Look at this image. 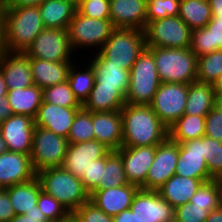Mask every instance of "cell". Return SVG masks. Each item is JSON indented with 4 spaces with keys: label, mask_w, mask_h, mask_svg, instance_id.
Wrapping results in <instances>:
<instances>
[{
    "label": "cell",
    "mask_w": 222,
    "mask_h": 222,
    "mask_svg": "<svg viewBox=\"0 0 222 222\" xmlns=\"http://www.w3.org/2000/svg\"><path fill=\"white\" fill-rule=\"evenodd\" d=\"M214 108L222 114V93L215 94Z\"/></svg>",
    "instance_id": "obj_57"
},
{
    "label": "cell",
    "mask_w": 222,
    "mask_h": 222,
    "mask_svg": "<svg viewBox=\"0 0 222 222\" xmlns=\"http://www.w3.org/2000/svg\"><path fill=\"white\" fill-rule=\"evenodd\" d=\"M37 206L50 222H61L70 215L59 201L44 190L39 193Z\"/></svg>",
    "instance_id": "obj_43"
},
{
    "label": "cell",
    "mask_w": 222,
    "mask_h": 222,
    "mask_svg": "<svg viewBox=\"0 0 222 222\" xmlns=\"http://www.w3.org/2000/svg\"><path fill=\"white\" fill-rule=\"evenodd\" d=\"M219 183H220V187H221V198H222V177L218 179Z\"/></svg>",
    "instance_id": "obj_63"
},
{
    "label": "cell",
    "mask_w": 222,
    "mask_h": 222,
    "mask_svg": "<svg viewBox=\"0 0 222 222\" xmlns=\"http://www.w3.org/2000/svg\"><path fill=\"white\" fill-rule=\"evenodd\" d=\"M221 74L222 50L197 57V82L213 84Z\"/></svg>",
    "instance_id": "obj_37"
},
{
    "label": "cell",
    "mask_w": 222,
    "mask_h": 222,
    "mask_svg": "<svg viewBox=\"0 0 222 222\" xmlns=\"http://www.w3.org/2000/svg\"><path fill=\"white\" fill-rule=\"evenodd\" d=\"M139 189L133 184L98 189L89 195V201L107 215L115 216L124 210L130 209L133 198Z\"/></svg>",
    "instance_id": "obj_18"
},
{
    "label": "cell",
    "mask_w": 222,
    "mask_h": 222,
    "mask_svg": "<svg viewBox=\"0 0 222 222\" xmlns=\"http://www.w3.org/2000/svg\"><path fill=\"white\" fill-rule=\"evenodd\" d=\"M7 151H9V150H8V147H7V144H6L5 140L3 139V136H2V133H1V130H0V154H3Z\"/></svg>",
    "instance_id": "obj_59"
},
{
    "label": "cell",
    "mask_w": 222,
    "mask_h": 222,
    "mask_svg": "<svg viewBox=\"0 0 222 222\" xmlns=\"http://www.w3.org/2000/svg\"><path fill=\"white\" fill-rule=\"evenodd\" d=\"M15 215L7 189L2 188L0 190V222H9Z\"/></svg>",
    "instance_id": "obj_49"
},
{
    "label": "cell",
    "mask_w": 222,
    "mask_h": 222,
    "mask_svg": "<svg viewBox=\"0 0 222 222\" xmlns=\"http://www.w3.org/2000/svg\"><path fill=\"white\" fill-rule=\"evenodd\" d=\"M204 136L222 141V114L215 108L205 116Z\"/></svg>",
    "instance_id": "obj_48"
},
{
    "label": "cell",
    "mask_w": 222,
    "mask_h": 222,
    "mask_svg": "<svg viewBox=\"0 0 222 222\" xmlns=\"http://www.w3.org/2000/svg\"><path fill=\"white\" fill-rule=\"evenodd\" d=\"M36 176L30 155L11 151L0 154V186L3 189L30 181Z\"/></svg>",
    "instance_id": "obj_19"
},
{
    "label": "cell",
    "mask_w": 222,
    "mask_h": 222,
    "mask_svg": "<svg viewBox=\"0 0 222 222\" xmlns=\"http://www.w3.org/2000/svg\"><path fill=\"white\" fill-rule=\"evenodd\" d=\"M215 93H222V74L213 83Z\"/></svg>",
    "instance_id": "obj_58"
},
{
    "label": "cell",
    "mask_w": 222,
    "mask_h": 222,
    "mask_svg": "<svg viewBox=\"0 0 222 222\" xmlns=\"http://www.w3.org/2000/svg\"><path fill=\"white\" fill-rule=\"evenodd\" d=\"M191 31L179 16L148 22L144 29L146 47L189 48Z\"/></svg>",
    "instance_id": "obj_9"
},
{
    "label": "cell",
    "mask_w": 222,
    "mask_h": 222,
    "mask_svg": "<svg viewBox=\"0 0 222 222\" xmlns=\"http://www.w3.org/2000/svg\"><path fill=\"white\" fill-rule=\"evenodd\" d=\"M168 130L169 138L177 143L201 138L205 134V116L183 114Z\"/></svg>",
    "instance_id": "obj_34"
},
{
    "label": "cell",
    "mask_w": 222,
    "mask_h": 222,
    "mask_svg": "<svg viewBox=\"0 0 222 222\" xmlns=\"http://www.w3.org/2000/svg\"><path fill=\"white\" fill-rule=\"evenodd\" d=\"M175 174L201 179L203 182L213 180L209 175L204 156V136L179 143V155Z\"/></svg>",
    "instance_id": "obj_13"
},
{
    "label": "cell",
    "mask_w": 222,
    "mask_h": 222,
    "mask_svg": "<svg viewBox=\"0 0 222 222\" xmlns=\"http://www.w3.org/2000/svg\"><path fill=\"white\" fill-rule=\"evenodd\" d=\"M6 0H0V4L4 3Z\"/></svg>",
    "instance_id": "obj_64"
},
{
    "label": "cell",
    "mask_w": 222,
    "mask_h": 222,
    "mask_svg": "<svg viewBox=\"0 0 222 222\" xmlns=\"http://www.w3.org/2000/svg\"><path fill=\"white\" fill-rule=\"evenodd\" d=\"M114 29L111 20L92 19L76 10L68 27L72 51L80 52L81 48L83 51L87 47L90 50L95 47L94 49L99 51Z\"/></svg>",
    "instance_id": "obj_7"
},
{
    "label": "cell",
    "mask_w": 222,
    "mask_h": 222,
    "mask_svg": "<svg viewBox=\"0 0 222 222\" xmlns=\"http://www.w3.org/2000/svg\"><path fill=\"white\" fill-rule=\"evenodd\" d=\"M129 184L121 156L116 151H109L105 155V168L99 182V189H108Z\"/></svg>",
    "instance_id": "obj_36"
},
{
    "label": "cell",
    "mask_w": 222,
    "mask_h": 222,
    "mask_svg": "<svg viewBox=\"0 0 222 222\" xmlns=\"http://www.w3.org/2000/svg\"><path fill=\"white\" fill-rule=\"evenodd\" d=\"M109 151V148L95 139L81 143H69L62 167L81 178L82 175L87 174L92 161L104 157Z\"/></svg>",
    "instance_id": "obj_16"
},
{
    "label": "cell",
    "mask_w": 222,
    "mask_h": 222,
    "mask_svg": "<svg viewBox=\"0 0 222 222\" xmlns=\"http://www.w3.org/2000/svg\"><path fill=\"white\" fill-rule=\"evenodd\" d=\"M2 71L8 90L23 89L33 85L29 57L25 53L2 51L0 55Z\"/></svg>",
    "instance_id": "obj_22"
},
{
    "label": "cell",
    "mask_w": 222,
    "mask_h": 222,
    "mask_svg": "<svg viewBox=\"0 0 222 222\" xmlns=\"http://www.w3.org/2000/svg\"><path fill=\"white\" fill-rule=\"evenodd\" d=\"M38 9L45 28L68 29L77 6L66 0H45Z\"/></svg>",
    "instance_id": "obj_28"
},
{
    "label": "cell",
    "mask_w": 222,
    "mask_h": 222,
    "mask_svg": "<svg viewBox=\"0 0 222 222\" xmlns=\"http://www.w3.org/2000/svg\"><path fill=\"white\" fill-rule=\"evenodd\" d=\"M191 204L195 206L206 207V211L218 209L222 205L221 187L217 179L203 182L194 196L191 198Z\"/></svg>",
    "instance_id": "obj_38"
},
{
    "label": "cell",
    "mask_w": 222,
    "mask_h": 222,
    "mask_svg": "<svg viewBox=\"0 0 222 222\" xmlns=\"http://www.w3.org/2000/svg\"><path fill=\"white\" fill-rule=\"evenodd\" d=\"M94 139L111 151L122 147L123 128L121 111L92 112Z\"/></svg>",
    "instance_id": "obj_21"
},
{
    "label": "cell",
    "mask_w": 222,
    "mask_h": 222,
    "mask_svg": "<svg viewBox=\"0 0 222 222\" xmlns=\"http://www.w3.org/2000/svg\"><path fill=\"white\" fill-rule=\"evenodd\" d=\"M160 84L153 54L146 47L131 67L126 103L149 105Z\"/></svg>",
    "instance_id": "obj_6"
},
{
    "label": "cell",
    "mask_w": 222,
    "mask_h": 222,
    "mask_svg": "<svg viewBox=\"0 0 222 222\" xmlns=\"http://www.w3.org/2000/svg\"><path fill=\"white\" fill-rule=\"evenodd\" d=\"M42 190L59 201L70 214L89 201V193L80 178L60 167L46 168L37 173Z\"/></svg>",
    "instance_id": "obj_3"
},
{
    "label": "cell",
    "mask_w": 222,
    "mask_h": 222,
    "mask_svg": "<svg viewBox=\"0 0 222 222\" xmlns=\"http://www.w3.org/2000/svg\"><path fill=\"white\" fill-rule=\"evenodd\" d=\"M114 222H138L136 215L131 211V209H127L122 211L121 213L113 216Z\"/></svg>",
    "instance_id": "obj_53"
},
{
    "label": "cell",
    "mask_w": 222,
    "mask_h": 222,
    "mask_svg": "<svg viewBox=\"0 0 222 222\" xmlns=\"http://www.w3.org/2000/svg\"><path fill=\"white\" fill-rule=\"evenodd\" d=\"M212 15H222V0H208Z\"/></svg>",
    "instance_id": "obj_55"
},
{
    "label": "cell",
    "mask_w": 222,
    "mask_h": 222,
    "mask_svg": "<svg viewBox=\"0 0 222 222\" xmlns=\"http://www.w3.org/2000/svg\"><path fill=\"white\" fill-rule=\"evenodd\" d=\"M68 144L67 138L35 126L30 155L34 171L62 166Z\"/></svg>",
    "instance_id": "obj_8"
},
{
    "label": "cell",
    "mask_w": 222,
    "mask_h": 222,
    "mask_svg": "<svg viewBox=\"0 0 222 222\" xmlns=\"http://www.w3.org/2000/svg\"><path fill=\"white\" fill-rule=\"evenodd\" d=\"M204 156L209 175L213 179L222 177V141L204 136Z\"/></svg>",
    "instance_id": "obj_41"
},
{
    "label": "cell",
    "mask_w": 222,
    "mask_h": 222,
    "mask_svg": "<svg viewBox=\"0 0 222 222\" xmlns=\"http://www.w3.org/2000/svg\"><path fill=\"white\" fill-rule=\"evenodd\" d=\"M66 1H70V2H72L73 4H75L76 6L79 5V0H66Z\"/></svg>",
    "instance_id": "obj_62"
},
{
    "label": "cell",
    "mask_w": 222,
    "mask_h": 222,
    "mask_svg": "<svg viewBox=\"0 0 222 222\" xmlns=\"http://www.w3.org/2000/svg\"><path fill=\"white\" fill-rule=\"evenodd\" d=\"M179 155V143L169 137L156 146V155L149 168L145 190L157 191L175 174Z\"/></svg>",
    "instance_id": "obj_14"
},
{
    "label": "cell",
    "mask_w": 222,
    "mask_h": 222,
    "mask_svg": "<svg viewBox=\"0 0 222 222\" xmlns=\"http://www.w3.org/2000/svg\"><path fill=\"white\" fill-rule=\"evenodd\" d=\"M204 28L191 31L189 49L197 56L222 50V15H212Z\"/></svg>",
    "instance_id": "obj_24"
},
{
    "label": "cell",
    "mask_w": 222,
    "mask_h": 222,
    "mask_svg": "<svg viewBox=\"0 0 222 222\" xmlns=\"http://www.w3.org/2000/svg\"><path fill=\"white\" fill-rule=\"evenodd\" d=\"M215 94L213 84L197 81L188 84L184 114L206 116L214 108Z\"/></svg>",
    "instance_id": "obj_30"
},
{
    "label": "cell",
    "mask_w": 222,
    "mask_h": 222,
    "mask_svg": "<svg viewBox=\"0 0 222 222\" xmlns=\"http://www.w3.org/2000/svg\"><path fill=\"white\" fill-rule=\"evenodd\" d=\"M2 48L25 53L33 40L45 29L38 6L0 8Z\"/></svg>",
    "instance_id": "obj_1"
},
{
    "label": "cell",
    "mask_w": 222,
    "mask_h": 222,
    "mask_svg": "<svg viewBox=\"0 0 222 222\" xmlns=\"http://www.w3.org/2000/svg\"><path fill=\"white\" fill-rule=\"evenodd\" d=\"M3 51V48H2V35H1V24H0V55Z\"/></svg>",
    "instance_id": "obj_61"
},
{
    "label": "cell",
    "mask_w": 222,
    "mask_h": 222,
    "mask_svg": "<svg viewBox=\"0 0 222 222\" xmlns=\"http://www.w3.org/2000/svg\"><path fill=\"white\" fill-rule=\"evenodd\" d=\"M68 143H81L94 140L92 112L81 108L75 115L68 134Z\"/></svg>",
    "instance_id": "obj_40"
},
{
    "label": "cell",
    "mask_w": 222,
    "mask_h": 222,
    "mask_svg": "<svg viewBox=\"0 0 222 222\" xmlns=\"http://www.w3.org/2000/svg\"><path fill=\"white\" fill-rule=\"evenodd\" d=\"M9 222H50L37 204L26 214L15 215Z\"/></svg>",
    "instance_id": "obj_50"
},
{
    "label": "cell",
    "mask_w": 222,
    "mask_h": 222,
    "mask_svg": "<svg viewBox=\"0 0 222 222\" xmlns=\"http://www.w3.org/2000/svg\"><path fill=\"white\" fill-rule=\"evenodd\" d=\"M125 96L118 88L93 87L82 108L88 112L121 111Z\"/></svg>",
    "instance_id": "obj_31"
},
{
    "label": "cell",
    "mask_w": 222,
    "mask_h": 222,
    "mask_svg": "<svg viewBox=\"0 0 222 222\" xmlns=\"http://www.w3.org/2000/svg\"><path fill=\"white\" fill-rule=\"evenodd\" d=\"M178 16L191 30L206 27L213 17L208 0H181Z\"/></svg>",
    "instance_id": "obj_33"
},
{
    "label": "cell",
    "mask_w": 222,
    "mask_h": 222,
    "mask_svg": "<svg viewBox=\"0 0 222 222\" xmlns=\"http://www.w3.org/2000/svg\"><path fill=\"white\" fill-rule=\"evenodd\" d=\"M122 146H157L169 137L168 127L153 112L150 105L128 104L121 109Z\"/></svg>",
    "instance_id": "obj_2"
},
{
    "label": "cell",
    "mask_w": 222,
    "mask_h": 222,
    "mask_svg": "<svg viewBox=\"0 0 222 222\" xmlns=\"http://www.w3.org/2000/svg\"><path fill=\"white\" fill-rule=\"evenodd\" d=\"M205 222H222V205L218 209H215L208 213Z\"/></svg>",
    "instance_id": "obj_54"
},
{
    "label": "cell",
    "mask_w": 222,
    "mask_h": 222,
    "mask_svg": "<svg viewBox=\"0 0 222 222\" xmlns=\"http://www.w3.org/2000/svg\"><path fill=\"white\" fill-rule=\"evenodd\" d=\"M13 115L12 108L8 102L7 96L0 97V124Z\"/></svg>",
    "instance_id": "obj_52"
},
{
    "label": "cell",
    "mask_w": 222,
    "mask_h": 222,
    "mask_svg": "<svg viewBox=\"0 0 222 222\" xmlns=\"http://www.w3.org/2000/svg\"><path fill=\"white\" fill-rule=\"evenodd\" d=\"M72 63V61L52 62L29 57L33 83L43 89L67 81Z\"/></svg>",
    "instance_id": "obj_25"
},
{
    "label": "cell",
    "mask_w": 222,
    "mask_h": 222,
    "mask_svg": "<svg viewBox=\"0 0 222 222\" xmlns=\"http://www.w3.org/2000/svg\"><path fill=\"white\" fill-rule=\"evenodd\" d=\"M208 216L206 207L195 206V204L185 203L174 211L176 222H205Z\"/></svg>",
    "instance_id": "obj_45"
},
{
    "label": "cell",
    "mask_w": 222,
    "mask_h": 222,
    "mask_svg": "<svg viewBox=\"0 0 222 222\" xmlns=\"http://www.w3.org/2000/svg\"><path fill=\"white\" fill-rule=\"evenodd\" d=\"M76 64V62L72 63L68 73L67 81L75 98L81 105H83L84 102L88 99L94 86L95 69L90 62L85 64V66H82V69Z\"/></svg>",
    "instance_id": "obj_35"
},
{
    "label": "cell",
    "mask_w": 222,
    "mask_h": 222,
    "mask_svg": "<svg viewBox=\"0 0 222 222\" xmlns=\"http://www.w3.org/2000/svg\"><path fill=\"white\" fill-rule=\"evenodd\" d=\"M7 92L8 88L5 82V78L2 71L0 70V97L7 95Z\"/></svg>",
    "instance_id": "obj_56"
},
{
    "label": "cell",
    "mask_w": 222,
    "mask_h": 222,
    "mask_svg": "<svg viewBox=\"0 0 222 222\" xmlns=\"http://www.w3.org/2000/svg\"><path fill=\"white\" fill-rule=\"evenodd\" d=\"M116 152L121 156L123 161L128 183L145 190L149 168L156 155V146H122Z\"/></svg>",
    "instance_id": "obj_15"
},
{
    "label": "cell",
    "mask_w": 222,
    "mask_h": 222,
    "mask_svg": "<svg viewBox=\"0 0 222 222\" xmlns=\"http://www.w3.org/2000/svg\"><path fill=\"white\" fill-rule=\"evenodd\" d=\"M7 193L14 208L15 214H26L37 204L39 193L42 190L37 176L30 181L7 187Z\"/></svg>",
    "instance_id": "obj_32"
},
{
    "label": "cell",
    "mask_w": 222,
    "mask_h": 222,
    "mask_svg": "<svg viewBox=\"0 0 222 222\" xmlns=\"http://www.w3.org/2000/svg\"><path fill=\"white\" fill-rule=\"evenodd\" d=\"M153 54L161 83L196 81L197 56L189 48L147 47Z\"/></svg>",
    "instance_id": "obj_5"
},
{
    "label": "cell",
    "mask_w": 222,
    "mask_h": 222,
    "mask_svg": "<svg viewBox=\"0 0 222 222\" xmlns=\"http://www.w3.org/2000/svg\"><path fill=\"white\" fill-rule=\"evenodd\" d=\"M42 102L62 107H82L75 98L68 81L42 89Z\"/></svg>",
    "instance_id": "obj_39"
},
{
    "label": "cell",
    "mask_w": 222,
    "mask_h": 222,
    "mask_svg": "<svg viewBox=\"0 0 222 222\" xmlns=\"http://www.w3.org/2000/svg\"><path fill=\"white\" fill-rule=\"evenodd\" d=\"M145 48L144 30L115 28L101 49L92 55L95 60H109V64L130 71Z\"/></svg>",
    "instance_id": "obj_4"
},
{
    "label": "cell",
    "mask_w": 222,
    "mask_h": 222,
    "mask_svg": "<svg viewBox=\"0 0 222 222\" xmlns=\"http://www.w3.org/2000/svg\"><path fill=\"white\" fill-rule=\"evenodd\" d=\"M147 0H110V20L115 28L144 30Z\"/></svg>",
    "instance_id": "obj_23"
},
{
    "label": "cell",
    "mask_w": 222,
    "mask_h": 222,
    "mask_svg": "<svg viewBox=\"0 0 222 222\" xmlns=\"http://www.w3.org/2000/svg\"><path fill=\"white\" fill-rule=\"evenodd\" d=\"M6 96L13 114L26 115L33 119L43 101L42 89L35 84L23 89L8 90Z\"/></svg>",
    "instance_id": "obj_29"
},
{
    "label": "cell",
    "mask_w": 222,
    "mask_h": 222,
    "mask_svg": "<svg viewBox=\"0 0 222 222\" xmlns=\"http://www.w3.org/2000/svg\"><path fill=\"white\" fill-rule=\"evenodd\" d=\"M25 54L28 57L52 62L74 61L68 29L45 28L33 40ZM72 54V55H71Z\"/></svg>",
    "instance_id": "obj_10"
},
{
    "label": "cell",
    "mask_w": 222,
    "mask_h": 222,
    "mask_svg": "<svg viewBox=\"0 0 222 222\" xmlns=\"http://www.w3.org/2000/svg\"><path fill=\"white\" fill-rule=\"evenodd\" d=\"M77 10L92 19L110 20V0H82Z\"/></svg>",
    "instance_id": "obj_44"
},
{
    "label": "cell",
    "mask_w": 222,
    "mask_h": 222,
    "mask_svg": "<svg viewBox=\"0 0 222 222\" xmlns=\"http://www.w3.org/2000/svg\"><path fill=\"white\" fill-rule=\"evenodd\" d=\"M90 63L95 69V82L93 87L118 88L126 97L130 83V71L122 69V66L109 64V60H95Z\"/></svg>",
    "instance_id": "obj_27"
},
{
    "label": "cell",
    "mask_w": 222,
    "mask_h": 222,
    "mask_svg": "<svg viewBox=\"0 0 222 222\" xmlns=\"http://www.w3.org/2000/svg\"><path fill=\"white\" fill-rule=\"evenodd\" d=\"M130 209L138 222L174 221V207L162 198L158 191L140 188L133 198Z\"/></svg>",
    "instance_id": "obj_12"
},
{
    "label": "cell",
    "mask_w": 222,
    "mask_h": 222,
    "mask_svg": "<svg viewBox=\"0 0 222 222\" xmlns=\"http://www.w3.org/2000/svg\"><path fill=\"white\" fill-rule=\"evenodd\" d=\"M105 168V156L92 161L88 167L87 174L80 178L86 191L91 194L93 191L99 189V182Z\"/></svg>",
    "instance_id": "obj_47"
},
{
    "label": "cell",
    "mask_w": 222,
    "mask_h": 222,
    "mask_svg": "<svg viewBox=\"0 0 222 222\" xmlns=\"http://www.w3.org/2000/svg\"><path fill=\"white\" fill-rule=\"evenodd\" d=\"M61 222H79L73 214H70L66 219Z\"/></svg>",
    "instance_id": "obj_60"
},
{
    "label": "cell",
    "mask_w": 222,
    "mask_h": 222,
    "mask_svg": "<svg viewBox=\"0 0 222 222\" xmlns=\"http://www.w3.org/2000/svg\"><path fill=\"white\" fill-rule=\"evenodd\" d=\"M73 215L79 222H114L113 216L107 215L90 201L81 205Z\"/></svg>",
    "instance_id": "obj_46"
},
{
    "label": "cell",
    "mask_w": 222,
    "mask_h": 222,
    "mask_svg": "<svg viewBox=\"0 0 222 222\" xmlns=\"http://www.w3.org/2000/svg\"><path fill=\"white\" fill-rule=\"evenodd\" d=\"M181 0H147L146 24L158 19L179 15Z\"/></svg>",
    "instance_id": "obj_42"
},
{
    "label": "cell",
    "mask_w": 222,
    "mask_h": 222,
    "mask_svg": "<svg viewBox=\"0 0 222 222\" xmlns=\"http://www.w3.org/2000/svg\"><path fill=\"white\" fill-rule=\"evenodd\" d=\"M187 95L188 84L161 83L149 105L169 128L184 114Z\"/></svg>",
    "instance_id": "obj_11"
},
{
    "label": "cell",
    "mask_w": 222,
    "mask_h": 222,
    "mask_svg": "<svg viewBox=\"0 0 222 222\" xmlns=\"http://www.w3.org/2000/svg\"><path fill=\"white\" fill-rule=\"evenodd\" d=\"M45 0H6L0 8H20L24 6H39Z\"/></svg>",
    "instance_id": "obj_51"
},
{
    "label": "cell",
    "mask_w": 222,
    "mask_h": 222,
    "mask_svg": "<svg viewBox=\"0 0 222 222\" xmlns=\"http://www.w3.org/2000/svg\"><path fill=\"white\" fill-rule=\"evenodd\" d=\"M34 128L33 118L19 114H13L0 124L8 150L26 155H31Z\"/></svg>",
    "instance_id": "obj_17"
},
{
    "label": "cell",
    "mask_w": 222,
    "mask_h": 222,
    "mask_svg": "<svg viewBox=\"0 0 222 222\" xmlns=\"http://www.w3.org/2000/svg\"><path fill=\"white\" fill-rule=\"evenodd\" d=\"M202 183L201 179L174 174L157 191L175 209L185 203H189Z\"/></svg>",
    "instance_id": "obj_26"
},
{
    "label": "cell",
    "mask_w": 222,
    "mask_h": 222,
    "mask_svg": "<svg viewBox=\"0 0 222 222\" xmlns=\"http://www.w3.org/2000/svg\"><path fill=\"white\" fill-rule=\"evenodd\" d=\"M82 107H62L42 102L39 107L35 126L52 131L56 135L67 138L75 115Z\"/></svg>",
    "instance_id": "obj_20"
}]
</instances>
